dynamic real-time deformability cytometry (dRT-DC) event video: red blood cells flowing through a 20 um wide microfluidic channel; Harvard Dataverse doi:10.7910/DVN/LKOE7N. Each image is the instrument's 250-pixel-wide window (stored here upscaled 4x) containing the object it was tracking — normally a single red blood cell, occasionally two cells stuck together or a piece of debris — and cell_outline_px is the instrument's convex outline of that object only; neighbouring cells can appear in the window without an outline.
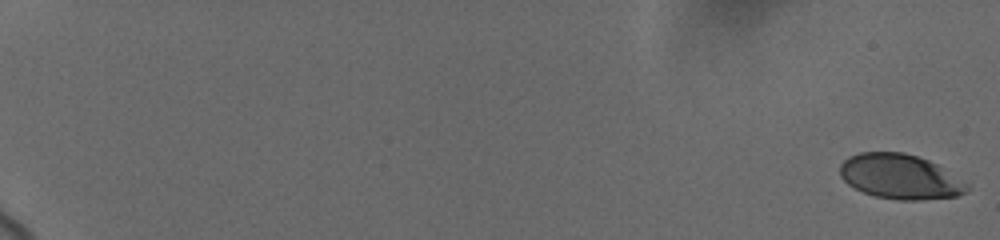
{"species": "human", "species_latin": "Homo sapiens", "temperature_condition": "cold", "stored_images_in_passage": 99, "camera_frame_rate_fps": 3000, "um_per_image_px": 0.085, "donor": {"sex": "female"}, "frame": {"image": 1, "passage_image": 1, "time_ms": 0.0, "image_size_px": [1000, 240], "cell_outline_px": [[968, 192], [956, 196], [920, 200], [896, 200], [876, 196], [864, 192], [848, 184], [840, 176], [840, 164], [848, 156], [860, 152], [904, 152], [928, 160], [936, 164], [968, 184]], "centroid_in_image_um": [76.49, 15.01], "position_along_channel_um": 8.5, "area_um2": 33.0}}
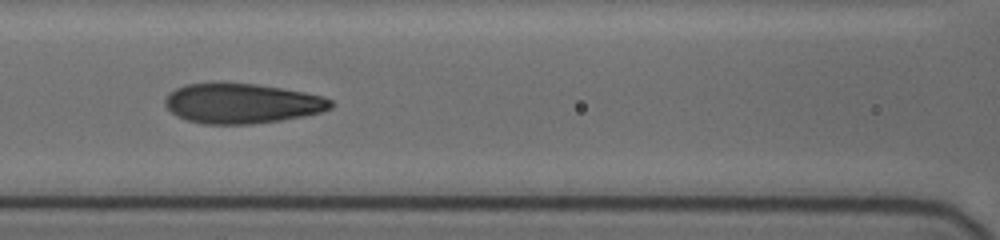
{"frame": {"image": 2, "passage_image": 49, "time_ms": 10.0, "image_size_px": [1000, 240], "cell_outline_px": [[332, 108], [320, 112], [304, 116], [280, 120], [252, 124], [204, 124], [184, 120], [176, 116], [164, 104], [164, 100], [176, 88], [184, 84], [220, 80], [256, 84], [304, 92], [324, 96], [332, 100]], "centroid_in_image_um": [20.52, 8.76], "position_along_channel_um": 146.1, "area_um2": 39.3}}
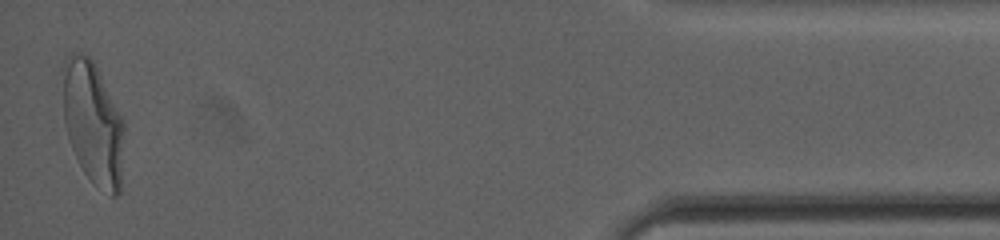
{"frame": {"image": 3, "passage_image": 98, "time_ms": 19.333, "image_size_px": [1000, 240], "cell_outline_px": [[124, 128], [120, 192], [116, 196], [112, 196], [92, 184], [84, 172], [72, 148], [64, 124], [60, 72], [60, 68], [64, 60], [72, 52], [84, 52], [92, 60], [124, 120]], "centroid_in_image_um": [7.86, 10.41], "position_along_channel_um": 427.3, "area_um2": 44.56}, "authors_computed_cell_mechanics": {"area_um2": 38.3214, "velocity_mm_per_s": 3.6944, "shape_relaxation_time_tau1_ms": 4.2126, "shape_relaxation_time_tau2_ms": null, "deformation_change_tau1": 0.1836, "deformation_change_tau2": null}}